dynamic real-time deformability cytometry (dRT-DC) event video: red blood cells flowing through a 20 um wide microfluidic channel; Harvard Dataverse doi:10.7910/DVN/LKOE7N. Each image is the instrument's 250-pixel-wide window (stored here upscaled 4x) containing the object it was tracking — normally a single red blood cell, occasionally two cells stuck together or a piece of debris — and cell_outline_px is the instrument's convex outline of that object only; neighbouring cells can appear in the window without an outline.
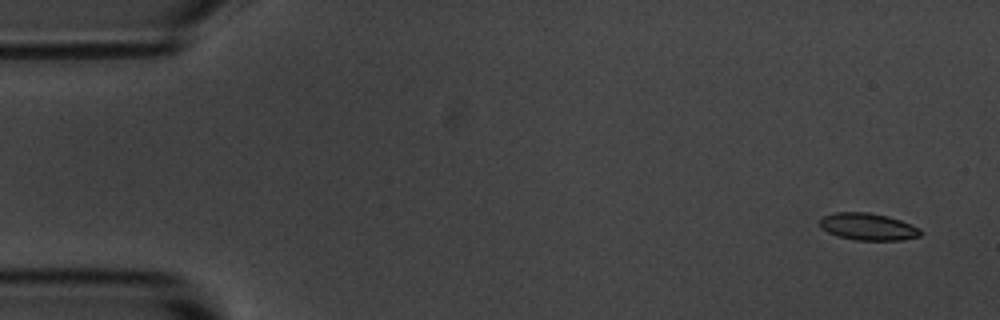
{"species": "common noctule bat (a hibernating species)", "species_latin": "Nyctalus noctula", "temperature_condition": "room temperature", "stored_images_in_passage": 4, "camera_frame_rate_fps": 3000, "um_per_image_px": 0.085, "animal": {"sex": "male", "body_mass_g": 20.1, "forearm_length_mm": 53.5}, "frame": {"image": 1, "passage_image": 1, "time_ms": 0.0, "image_size_px": [1000, 320], "cell_outline_px": [[920, 236], [900, 240], [856, 240], [840, 236], [828, 232], [820, 228], [820, 220], [824, 216], [836, 212], [868, 212], [888, 216], [900, 220], [920, 228]], "centroid_in_image_um": [73.77, 19.26], "position_along_channel_um": 11.2, "area_um2": 15.72}}
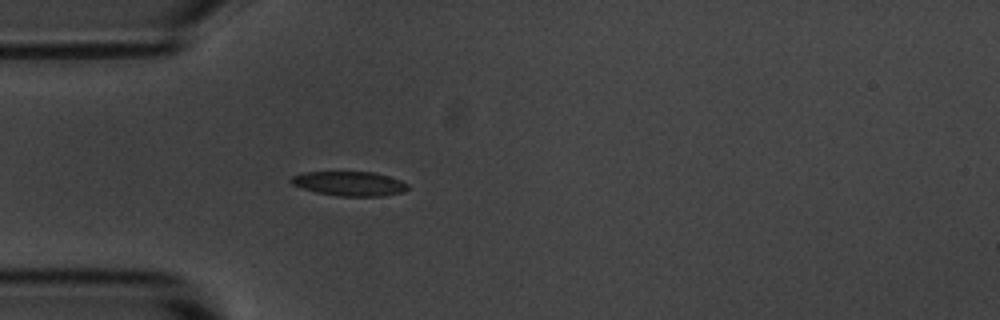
{"frame": {"image": 2, "passage_image": 4, "time_ms": 4.333, "image_size_px": [1000, 320], "cell_outline_px": [[408, 188], [404, 192], [384, 196], [340, 196], [316, 192], [292, 184], [288, 180], [292, 176], [304, 172], [376, 172], [400, 180], [408, 184]], "centroid_in_image_um": [29.72, 15.6], "position_along_channel_um": 55.3, "area_um2": 16.59}}